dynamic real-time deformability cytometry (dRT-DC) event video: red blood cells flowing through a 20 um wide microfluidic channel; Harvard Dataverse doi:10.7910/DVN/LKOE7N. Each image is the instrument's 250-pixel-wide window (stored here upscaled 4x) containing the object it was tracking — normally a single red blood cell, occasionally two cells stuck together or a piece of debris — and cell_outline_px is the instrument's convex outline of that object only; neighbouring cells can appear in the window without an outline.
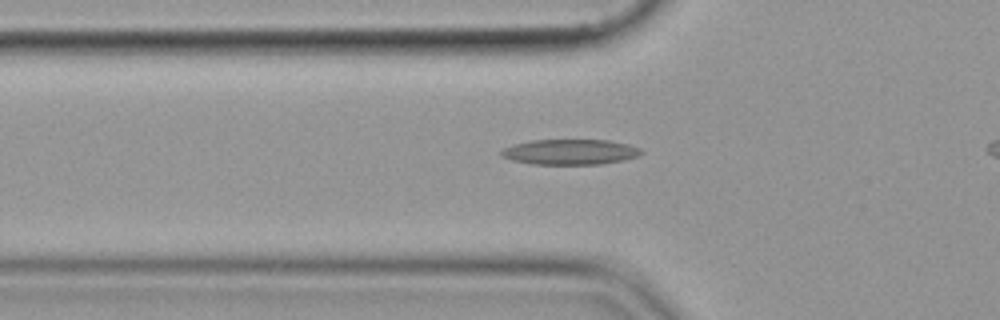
{"species": "common noctule bat (a hibernating species)", "species_latin": "Nyctalus noctula", "temperature_condition": "cold", "stored_images_in_passage": 45, "camera_frame_rate_fps": 3000, "um_per_image_px": 0.085, "animal": {"sex": "female", "body_mass_g": 19.9}, "frame": {"image": 1, "passage_image": 15, "time_ms": 4.667, "image_size_px": [1000, 320], "cell_outline_px": [[644, 152], [636, 156], [624, 160], [600, 164], [532, 164], [512, 160], [500, 156], [500, 152], [504, 148], [512, 144], [532, 140], [608, 140], [628, 144], [640, 148]], "centroid_in_image_um": [48.44, 12.91], "position_along_channel_um": 77.4, "area_um2": 20.69}}
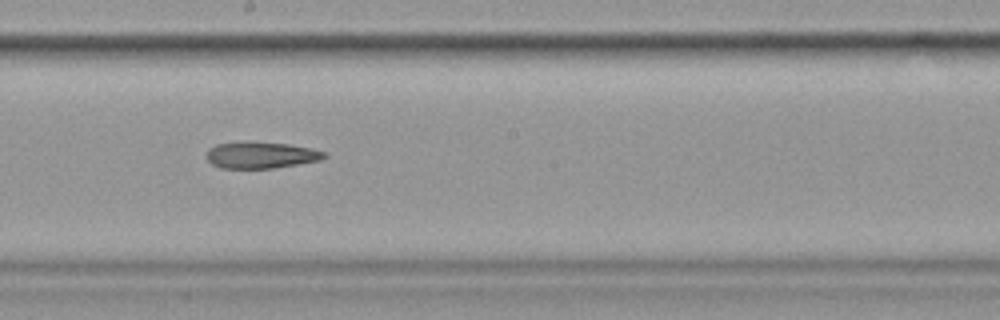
{"frame": {"image": 2, "passage_image": 27, "time_ms": 8.667, "image_size_px": [1000, 320], "cell_outline_px": [[328, 156], [320, 160], [272, 168], [220, 168], [212, 164], [204, 156], [208, 148], [216, 144], [244, 140], [288, 144], [312, 148], [324, 152]], "centroid_in_image_um": [22.11, 13.16], "position_along_channel_um": 226.1, "area_um2": 18.5}}
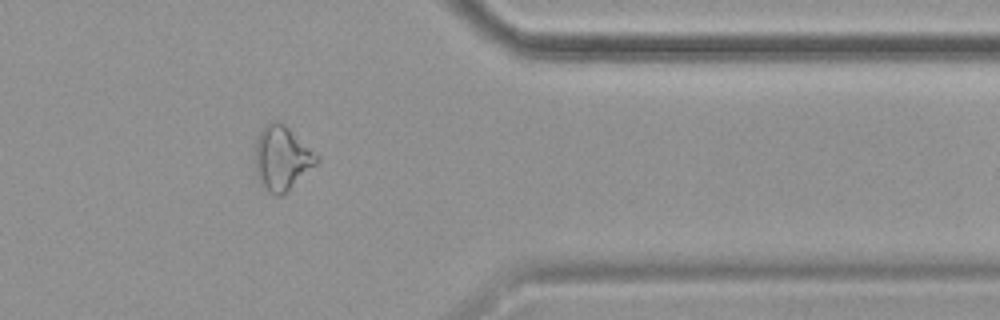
{"frame": {"image": 3, "passage_image": 41, "time_ms": 13.333, "image_size_px": [1000, 320], "cell_outline_px": [[320, 160], [316, 164], [280, 196], [276, 196], [268, 192], [260, 184], [256, 172], [256, 136], [260, 128], [264, 124], [272, 120], [280, 120], [320, 156]], "centroid_in_image_um": [23.94, 13.38], "position_along_channel_um": 387.5, "area_um2": 23.06}}